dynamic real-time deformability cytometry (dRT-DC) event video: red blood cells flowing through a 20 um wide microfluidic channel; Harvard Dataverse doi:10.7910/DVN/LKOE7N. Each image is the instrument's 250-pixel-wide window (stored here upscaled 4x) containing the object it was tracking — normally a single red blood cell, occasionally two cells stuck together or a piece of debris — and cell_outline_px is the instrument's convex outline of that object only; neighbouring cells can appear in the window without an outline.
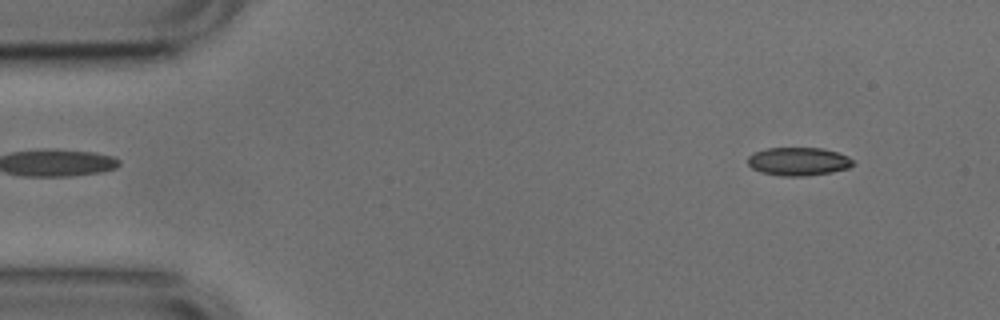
{"species": "common noctule bat (a hibernating species)", "species_latin": "Nyctalus noctula", "temperature_condition": "cold", "stored_images_in_passage": 14, "camera_frame_rate_fps": 3000, "um_per_image_px": 0.085, "animal": {"sex": "male", "body_mass_g": 17.9, "forearm_length_mm": 54.2}, "frame": {"image": 1, "passage_image": 4, "time_ms": 1.0, "image_size_px": [1000, 320], "cell_outline_px": [[852, 164], [848, 168], [832, 172], [804, 176], [780, 176], [760, 172], [752, 168], [748, 164], [748, 156], [752, 152], [768, 148], [820, 148], [836, 152], [848, 156], [852, 160]], "centroid_in_image_um": [67.81, 13.72], "position_along_channel_um": 17.2, "area_um2": 17.28}}